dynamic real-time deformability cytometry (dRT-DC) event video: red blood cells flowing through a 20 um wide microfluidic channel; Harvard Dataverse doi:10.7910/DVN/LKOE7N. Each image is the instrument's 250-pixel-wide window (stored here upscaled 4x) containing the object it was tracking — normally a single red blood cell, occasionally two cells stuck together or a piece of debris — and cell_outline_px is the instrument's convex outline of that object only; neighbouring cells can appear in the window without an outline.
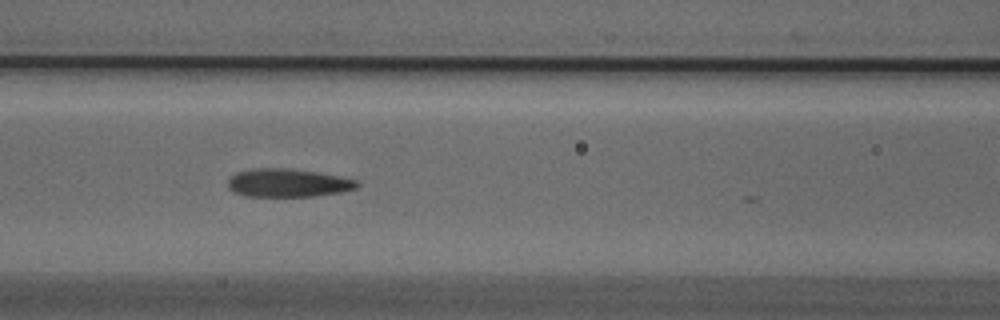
{"species": "Egyptian fruit bat (a non-hibernating species)", "species_latin": "Rousettus aegyptiacus", "temperature_condition": "cold", "stored_images_in_passage": 9, "camera_frame_rate_fps": 3000, "um_per_image_px": 0.085, "animal": {"sex": "male"}, "frame": {"image": 1, "passage_image": 6, "time_ms": 1.667, "image_size_px": [1000, 320], "cell_outline_px": [[360, 184], [356, 188], [340, 192], [312, 196], [248, 196], [232, 192], [228, 188], [228, 180], [236, 172], [252, 168], [288, 168], [316, 172], [340, 176], [356, 180]], "centroid_in_image_um": [24.44, 15.54], "position_along_channel_um": 142.2, "area_um2": 21.21}}